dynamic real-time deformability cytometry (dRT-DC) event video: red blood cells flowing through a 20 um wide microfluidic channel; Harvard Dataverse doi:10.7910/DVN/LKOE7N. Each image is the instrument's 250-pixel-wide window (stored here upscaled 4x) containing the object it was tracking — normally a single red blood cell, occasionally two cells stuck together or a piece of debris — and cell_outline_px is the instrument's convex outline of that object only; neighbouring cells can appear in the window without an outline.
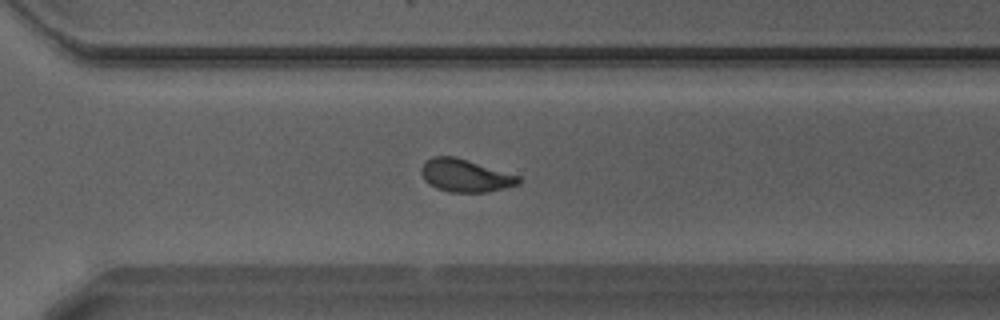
{"species": "Egyptian fruit bat (a non-hibernating species)", "species_latin": "Rousettus aegyptiacus", "temperature_condition": "warm", "stored_images_in_passage": 50, "segment_of_instrument_passage": [1, 2], "camera_frame_rate_fps": 3000, "um_per_image_px": 0.085, "animal": {"sex": "male"}, "frame": {"image": 1, "passage_image": 35, "time_ms": 11.333, "image_size_px": [1000, 320], "cell_outline_px": [[520, 184], [488, 192], [448, 192], [436, 188], [428, 184], [424, 180], [420, 172], [420, 168], [432, 156], [456, 156], [520, 176]], "centroid_in_image_um": [39.53, 14.92], "position_along_channel_um": 331.1, "area_um2": 18.67}}
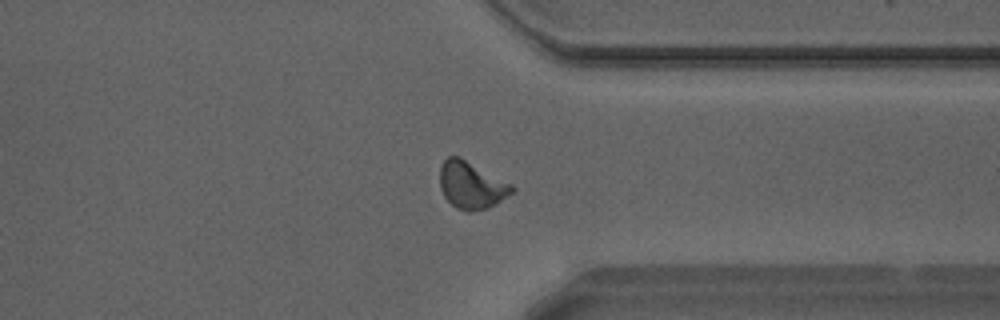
{"frame": {"image": 2, "passage_image": 38, "time_ms": 12.333, "image_size_px": [1000, 320], "cell_outline_px": [[516, 188], [512, 192], [488, 208], [472, 212], [468, 212], [456, 208], [444, 196], [440, 188], [440, 164], [448, 156], [460, 156], [512, 184]], "centroid_in_image_um": [40.04, 15.73], "position_along_channel_um": 371.4, "area_um2": 19.83}}
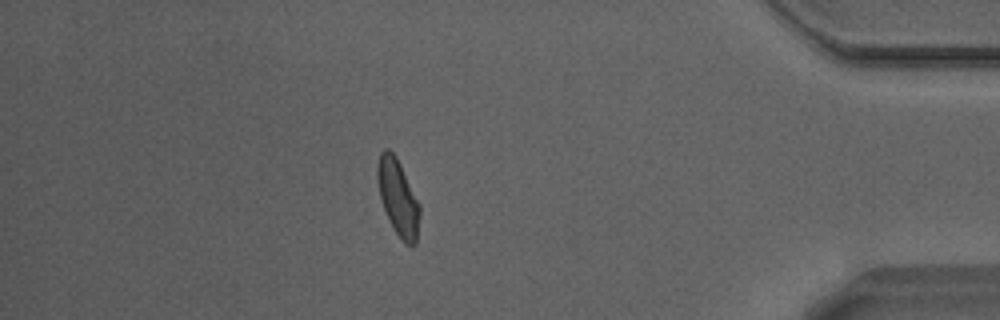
{"frame": {"image": 3, "passage_image": 43, "time_ms": 14.0, "image_size_px": [1000, 320], "cell_outline_px": [[420, 212], [416, 244], [404, 244], [392, 228], [388, 220], [380, 200], [376, 180], [376, 164], [380, 152], [384, 148], [388, 148], [396, 156], [420, 204]], "centroid_in_image_um": [33.79, 16.77], "position_along_channel_um": 401.4, "area_um2": 19.13}}